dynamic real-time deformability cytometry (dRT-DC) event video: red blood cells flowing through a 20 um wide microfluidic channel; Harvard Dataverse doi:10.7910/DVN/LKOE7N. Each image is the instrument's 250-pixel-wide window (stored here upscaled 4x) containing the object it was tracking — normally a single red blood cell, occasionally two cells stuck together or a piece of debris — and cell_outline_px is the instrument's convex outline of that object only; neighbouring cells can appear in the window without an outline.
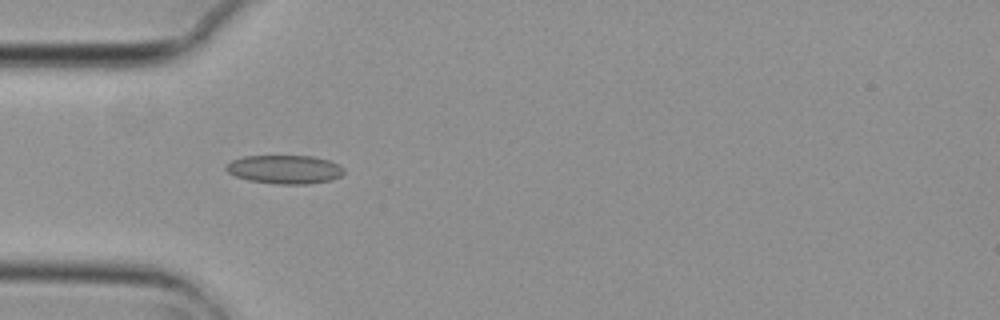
{"species": "common noctule bat (a hibernating species)", "species_latin": "Nyctalus noctula", "temperature_condition": "cold", "stored_images_in_passage": 4, "camera_frame_rate_fps": 3000, "um_per_image_px": 0.085, "animal": {"sex": "female", "body_mass_g": 29.2, "forearm_length_mm": 56.3}, "frame": {"image": 1, "passage_image": 3, "time_ms": 0.667, "image_size_px": [1000, 320], "cell_outline_px": [[344, 172], [340, 176], [332, 180], [308, 184], [280, 184], [248, 180], [236, 176], [228, 172], [224, 168], [232, 160], [244, 156], [312, 156], [328, 160], [344, 168]], "centroid_in_image_um": [24.21, 14.4], "position_along_channel_um": 60.8, "area_um2": 19.54}}
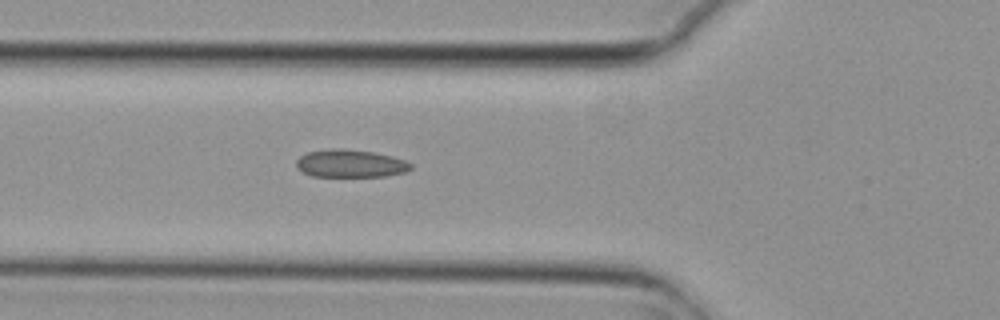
{"frame": {"image": 2, "passage_image": 4, "time_ms": 1.0, "image_size_px": [1000, 320], "cell_outline_px": [[412, 168], [404, 172], [384, 176], [312, 176], [296, 168], [296, 160], [300, 156], [308, 152], [332, 148], [344, 148], [372, 152], [392, 156], [404, 160], [412, 164]], "centroid_in_image_um": [29.76, 13.89], "position_along_channel_um": 96.0, "area_um2": 18.44}}